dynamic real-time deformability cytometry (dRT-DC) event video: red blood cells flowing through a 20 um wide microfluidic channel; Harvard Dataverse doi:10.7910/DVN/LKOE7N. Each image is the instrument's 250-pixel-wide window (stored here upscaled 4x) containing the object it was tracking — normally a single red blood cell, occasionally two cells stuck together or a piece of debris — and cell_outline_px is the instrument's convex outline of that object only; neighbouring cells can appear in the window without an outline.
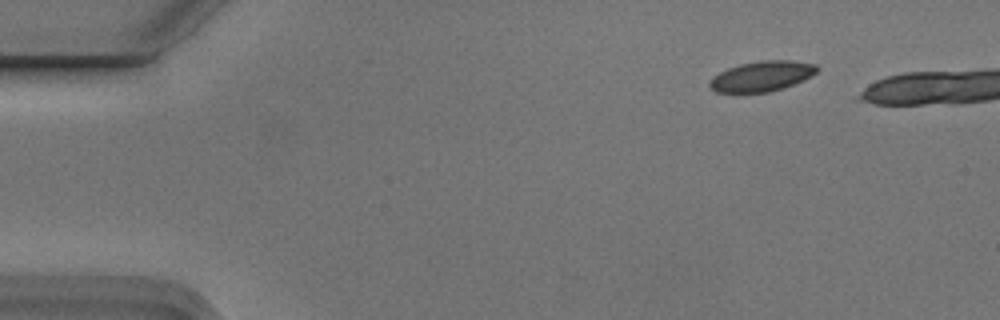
{"species": "Egyptian fruit bat (a non-hibernating species)", "species_latin": "Rousettus aegyptiacus", "temperature_condition": "cold", "stored_images_in_passage": 2, "camera_frame_rate_fps": 3000, "um_per_image_px": 0.085, "animal": {"sex": "male"}, "frame": {"image": 1, "passage_image": 1, "time_ms": 0.0, "image_size_px": [1000, 320], "cell_outline_px": [[820, 68], [816, 72], [804, 80], [784, 88], [768, 92], [716, 92], [708, 84], [712, 76], [728, 68], [740, 64], [760, 60], [792, 60], [816, 64]], "centroid_in_image_um": [64.78, 6.47], "position_along_channel_um": 20.2, "area_um2": 18.96}}